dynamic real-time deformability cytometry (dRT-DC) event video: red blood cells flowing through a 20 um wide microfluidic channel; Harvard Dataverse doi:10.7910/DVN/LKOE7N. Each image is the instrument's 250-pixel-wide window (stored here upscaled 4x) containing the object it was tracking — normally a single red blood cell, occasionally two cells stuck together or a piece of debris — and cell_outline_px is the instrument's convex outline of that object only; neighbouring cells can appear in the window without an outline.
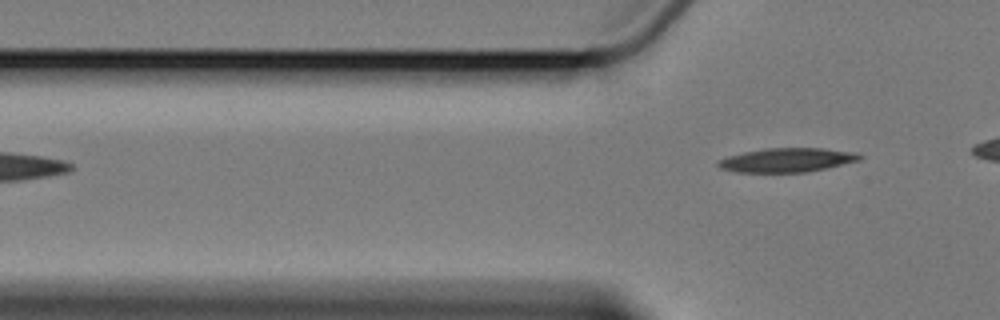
{"species": "Egyptian fruit bat (a non-hibernating species)", "species_latin": "Rousettus aegyptiacus", "temperature_condition": "cold", "stored_images_in_passage": 2, "camera_frame_rate_fps": 3000, "um_per_image_px": 0.085, "animal": {"sex": "female"}, "frame": {"image": 1, "passage_image": 2, "time_ms": 2.0, "image_size_px": [1000, 320], "cell_outline_px": [[864, 156], [860, 160], [828, 168], [808, 172], [736, 172], [720, 168], [716, 164], [716, 160], [728, 156], [744, 152], [764, 148], [820, 148], [856, 152]], "centroid_in_image_um": [66.9, 13.6], "position_along_channel_um": 58.9, "area_um2": 20.0}}